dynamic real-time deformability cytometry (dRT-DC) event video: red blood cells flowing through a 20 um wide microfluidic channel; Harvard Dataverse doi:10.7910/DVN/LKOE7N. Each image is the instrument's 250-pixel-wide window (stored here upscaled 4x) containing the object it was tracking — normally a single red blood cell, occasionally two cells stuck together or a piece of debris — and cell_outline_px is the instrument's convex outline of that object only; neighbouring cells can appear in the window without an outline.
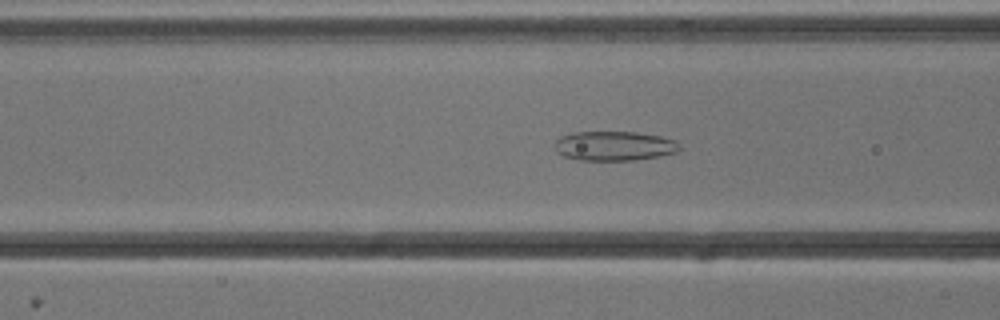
{"species": "common noctule bat (a hibernating species)", "species_latin": "Nyctalus noctula", "temperature_condition": "cold", "stored_images_in_passage": 48, "camera_frame_rate_fps": 3000, "um_per_image_px": 0.085, "animal": {"sex": "male", "body_mass_g": 13.3}, "frame": {"image": 1, "passage_image": 15, "time_ms": 4.667, "image_size_px": [1000, 320], "cell_outline_px": [[680, 148], [676, 152], [660, 156], [636, 160], [580, 160], [564, 156], [556, 152], [552, 144], [560, 136], [572, 132], [636, 132], [660, 136], [676, 140], [680, 144]], "centroid_in_image_um": [52.18, 12.4], "position_along_channel_um": 114.4, "area_um2": 21.68}}
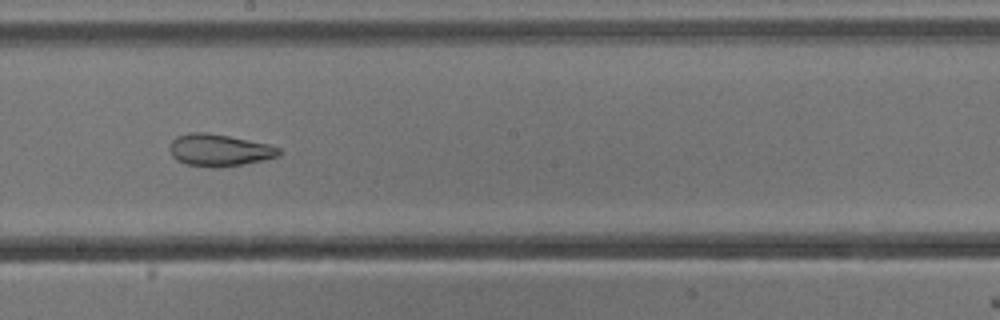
{"frame": {"image": 2, "passage_image": 24, "time_ms": 7.667, "image_size_px": [1000, 320], "cell_outline_px": [[280, 156], [264, 160], [244, 164], [216, 168], [212, 168], [188, 164], [176, 160], [172, 156], [168, 148], [172, 140], [176, 136], [192, 132], [204, 132], [228, 136], [268, 144], [280, 148]], "centroid_in_image_um": [18.62, 12.77], "position_along_channel_um": 229.6, "area_um2": 20.46}}
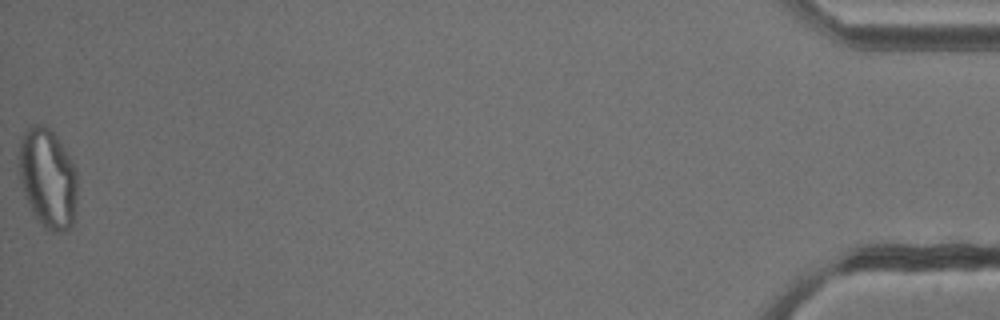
{"frame": {"image": 3, "passage_image": 48, "time_ms": 15.667, "image_size_px": [1000, 320], "cell_outline_px": [[76, 212], [72, 224], [68, 228], [60, 232], [52, 232], [44, 228], [36, 220], [24, 196], [20, 184], [20, 140], [24, 132], [32, 124], [44, 124], [56, 136], [64, 148], [76, 172]], "centroid_in_image_um": [4.05, 15.19], "position_along_channel_um": 431.2, "area_um2": 33.87}, "authors_computed_cell_mechanics": {"area_um2": 26.7325, "velocity_mm_per_s": 3.842, "shape_relaxation_time_tau1_ms": null, "shape_relaxation_time_tau2_ms": 2.2181, "deformation_change_tau1": null, "deformation_change_tau2": 0.1015}}